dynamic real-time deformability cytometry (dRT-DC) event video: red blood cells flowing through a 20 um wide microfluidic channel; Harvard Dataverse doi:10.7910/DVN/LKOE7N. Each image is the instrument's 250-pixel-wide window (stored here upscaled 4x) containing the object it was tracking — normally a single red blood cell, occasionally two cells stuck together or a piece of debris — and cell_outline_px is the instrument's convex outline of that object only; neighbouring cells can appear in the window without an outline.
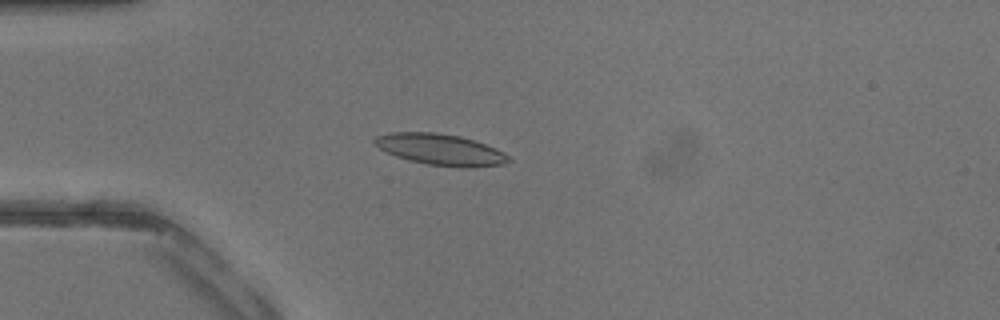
{"species": "common noctule bat (a hibernating species)", "species_latin": "Nyctalus noctula", "temperature_condition": "warm", "stored_images_in_passage": 42, "camera_frame_rate_fps": 3000, "um_per_image_px": 0.085, "animal": {"sex": "male", "body_mass_g": 13.3}, "frame": {"image": 1, "passage_image": 12, "time_ms": 3.667, "image_size_px": [1000, 320], "cell_outline_px": [[512, 160], [504, 164], [468, 168], [464, 168], [428, 164], [408, 160], [396, 156], [380, 148], [372, 140], [376, 136], [388, 132], [436, 132], [460, 136], [484, 144], [504, 152]], "centroid_in_image_um": [37.44, 12.71], "position_along_channel_um": 47.6, "area_um2": 24.28}}
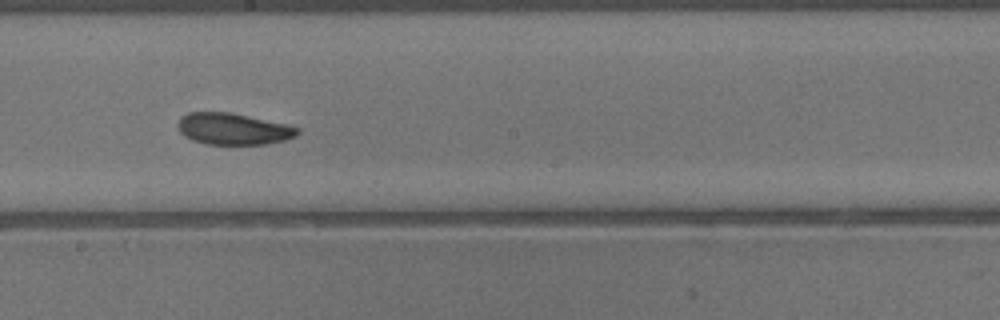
{"frame": {"image": 2, "passage_image": 24, "time_ms": 7.667, "image_size_px": [1000, 320], "cell_outline_px": [[300, 132], [296, 136], [284, 140], [264, 144], [204, 144], [192, 140], [184, 136], [180, 132], [176, 124], [180, 116], [188, 112], [232, 112], [288, 124], [300, 128]], "centroid_in_image_um": [19.81, 10.94], "position_along_channel_um": 228.4, "area_um2": 22.31}}
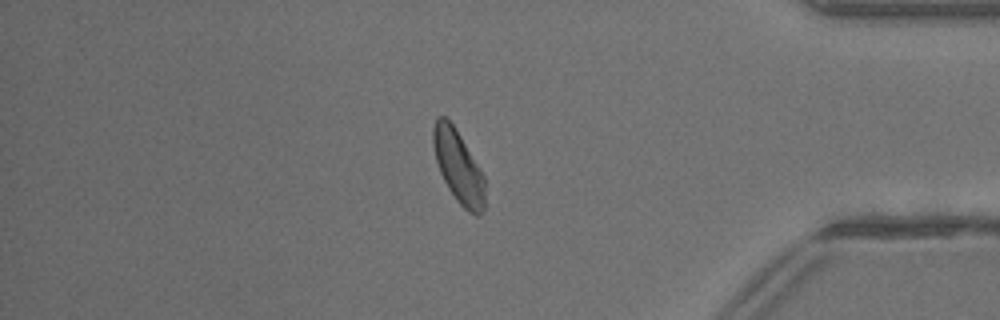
{"frame": {"image": 3, "passage_image": 36, "time_ms": 11.667, "image_size_px": [1000, 320], "cell_outline_px": [[484, 208], [480, 216], [476, 216], [468, 212], [456, 200], [448, 188], [440, 172], [436, 160], [432, 144], [432, 128], [436, 120], [440, 116], [444, 116], [456, 128], [480, 168], [484, 176]], "centroid_in_image_um": [38.95, 14.17], "position_along_channel_um": 396.2, "area_um2": 21.85}}